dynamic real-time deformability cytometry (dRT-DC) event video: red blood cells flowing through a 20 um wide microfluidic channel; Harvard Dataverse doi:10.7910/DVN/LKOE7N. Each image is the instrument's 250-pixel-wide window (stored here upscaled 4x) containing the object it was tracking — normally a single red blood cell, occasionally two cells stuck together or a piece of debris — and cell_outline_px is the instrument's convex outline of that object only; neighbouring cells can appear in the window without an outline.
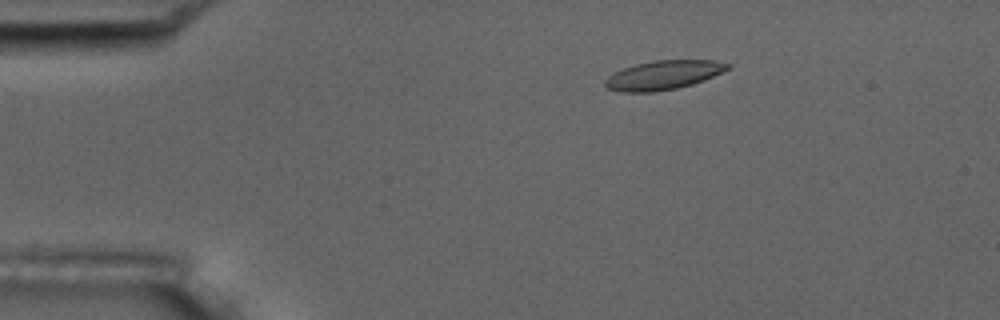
{"species": "common noctule bat (a hibernating species)", "species_latin": "Nyctalus noctula", "temperature_condition": "room temperature", "stored_images_in_passage": 3, "camera_frame_rate_fps": 3000, "um_per_image_px": 0.085, "animal": {"sex": "male", "body_mass_g": 17.5, "forearm_length_mm": 52.3}, "frame": {"image": 1, "passage_image": 1, "time_ms": 0.0, "image_size_px": [1000, 320], "cell_outline_px": [[732, 64], [728, 68], [704, 80], [692, 84], [676, 88], [652, 92], [620, 92], [608, 88], [604, 84], [604, 80], [608, 76], [624, 68], [636, 64], [652, 60], [712, 60]], "centroid_in_image_um": [56.35, 6.38], "position_along_channel_um": 28.6, "area_um2": 20.52}}